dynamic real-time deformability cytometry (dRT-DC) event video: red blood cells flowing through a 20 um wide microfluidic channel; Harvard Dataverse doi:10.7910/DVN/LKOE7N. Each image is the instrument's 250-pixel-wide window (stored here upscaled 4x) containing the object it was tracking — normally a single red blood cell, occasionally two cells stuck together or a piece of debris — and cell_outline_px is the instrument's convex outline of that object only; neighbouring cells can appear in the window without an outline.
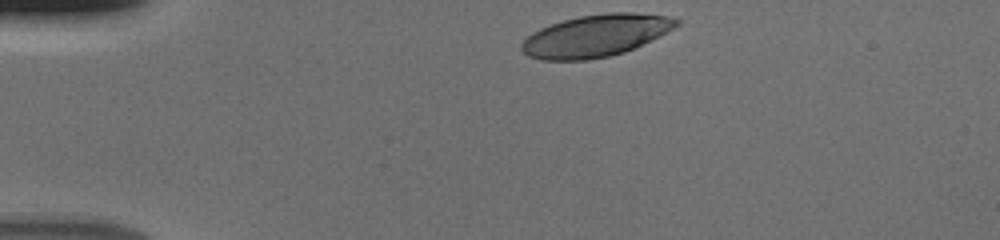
{"species": "human", "species_latin": "Homo sapiens", "temperature_condition": "cold", "stored_images_in_passage": 34, "camera_frame_rate_fps": 3000, "um_per_image_px": 0.085, "donor": {"sex": "male"}, "frame": {"image": 1, "passage_image": 1, "time_ms": 0.0, "image_size_px": [1000, 240], "cell_outline_px": [[680, 24], [660, 36], [624, 52], [608, 56], [588, 60], [540, 60], [528, 56], [520, 48], [520, 44], [532, 32], [540, 28], [564, 20], [580, 16], [608, 12], [632, 12], [668, 16], [680, 20]], "centroid_in_image_um": [50.63, 3.03], "position_along_channel_um": 34.4, "area_um2": 37.86}}
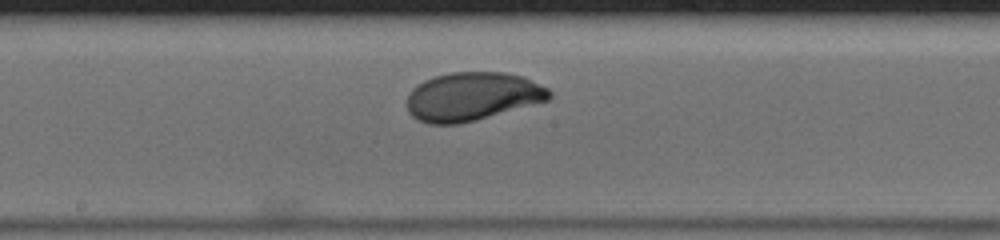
{"frame": {"image": 2, "passage_image": 19, "time_ms": 6.0, "image_size_px": [1000, 240], "cell_outline_px": [[552, 96], [548, 100], [476, 120], [460, 124], [428, 124], [416, 120], [408, 112], [408, 92], [412, 88], [424, 80], [436, 76], [452, 72], [504, 72], [524, 76], [548, 88], [552, 92]], "centroid_in_image_um": [40.14, 8.2], "position_along_channel_um": 208.1, "area_um2": 40.34}}
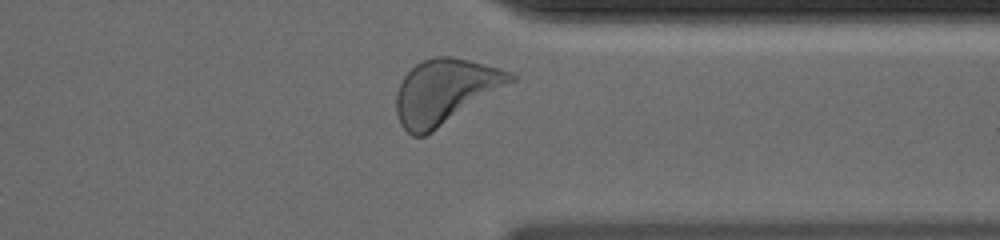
{"frame": {"image": 3, "passage_image": 32, "time_ms": 10.333, "image_size_px": [1000, 240], "cell_outline_px": [[516, 80], [432, 132], [424, 136], [412, 136], [400, 124], [396, 112], [396, 92], [404, 76], [416, 64], [424, 60], [436, 56], [452, 56], [500, 68], [512, 72], [516, 76]], "centroid_in_image_um": [37.82, 7.77], "position_along_channel_um": 373.6, "area_um2": 42.83}}